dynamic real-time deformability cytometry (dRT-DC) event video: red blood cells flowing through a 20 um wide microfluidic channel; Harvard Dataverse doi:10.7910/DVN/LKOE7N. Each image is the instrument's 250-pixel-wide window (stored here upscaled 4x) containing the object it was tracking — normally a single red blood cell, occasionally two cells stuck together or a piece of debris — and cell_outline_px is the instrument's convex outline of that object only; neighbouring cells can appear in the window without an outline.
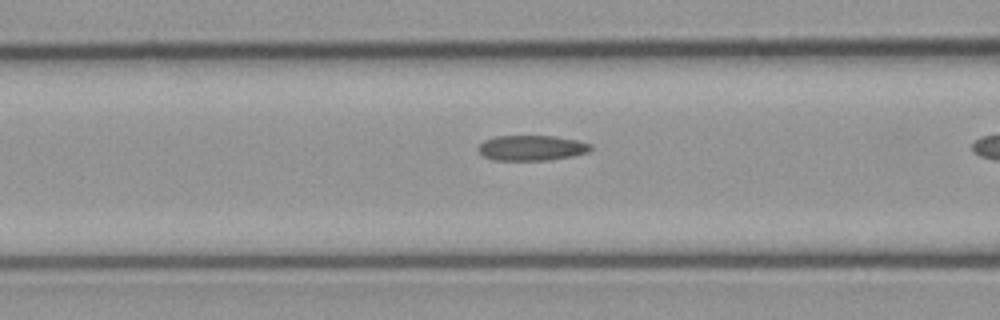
{"species": "common noctule bat (a hibernating species)", "species_latin": "Nyctalus noctula", "temperature_condition": "cold", "stored_images_in_passage": 9, "camera_frame_rate_fps": 3000, "um_per_image_px": 0.085, "animal": {"sex": "male", "body_mass_g": 23.1, "forearm_length_mm": 52.7}, "frame": {"image": 1, "passage_image": 7, "time_ms": 2.0, "image_size_px": [1000, 320], "cell_outline_px": [[592, 148], [588, 152], [572, 156], [548, 160], [492, 160], [484, 156], [476, 148], [484, 140], [496, 136], [552, 136], [576, 140], [592, 144]], "centroid_in_image_um": [45.17, 12.57], "position_along_channel_um": 121.4, "area_um2": 16.53}}